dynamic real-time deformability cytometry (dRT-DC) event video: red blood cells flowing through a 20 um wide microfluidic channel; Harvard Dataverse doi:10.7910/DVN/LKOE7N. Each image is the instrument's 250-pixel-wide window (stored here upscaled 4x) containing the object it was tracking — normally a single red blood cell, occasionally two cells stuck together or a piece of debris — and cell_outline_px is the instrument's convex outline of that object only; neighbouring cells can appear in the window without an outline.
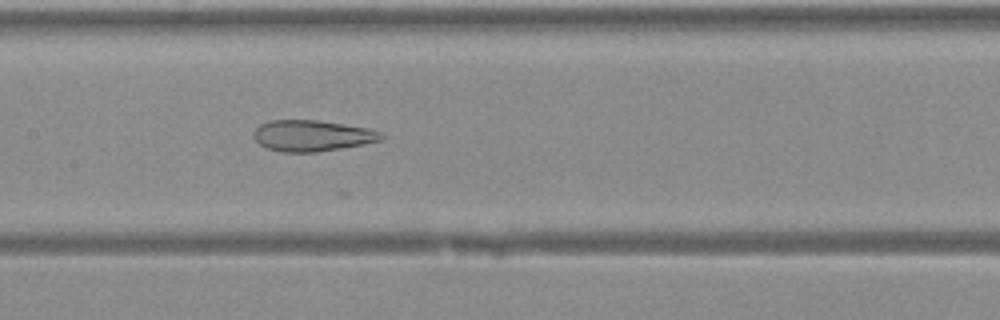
{"species": "Egyptian fruit bat (a non-hibernating species)", "species_latin": "Rousettus aegyptiacus", "temperature_condition": "warm", "stored_images_in_passage": 22, "camera_frame_rate_fps": 3000, "um_per_image_px": 0.085, "animal": {"sex": "female"}, "frame": {"image": 1, "passage_image": 18, "time_ms": 5.667, "image_size_px": [1000, 320], "cell_outline_px": [[384, 136], [380, 140], [340, 148], [316, 152], [280, 152], [268, 148], [260, 144], [252, 136], [252, 132], [260, 124], [272, 120], [316, 120], [368, 128], [384, 132]], "centroid_in_image_um": [26.5, 11.53], "position_along_channel_um": 180.9, "area_um2": 22.95}}